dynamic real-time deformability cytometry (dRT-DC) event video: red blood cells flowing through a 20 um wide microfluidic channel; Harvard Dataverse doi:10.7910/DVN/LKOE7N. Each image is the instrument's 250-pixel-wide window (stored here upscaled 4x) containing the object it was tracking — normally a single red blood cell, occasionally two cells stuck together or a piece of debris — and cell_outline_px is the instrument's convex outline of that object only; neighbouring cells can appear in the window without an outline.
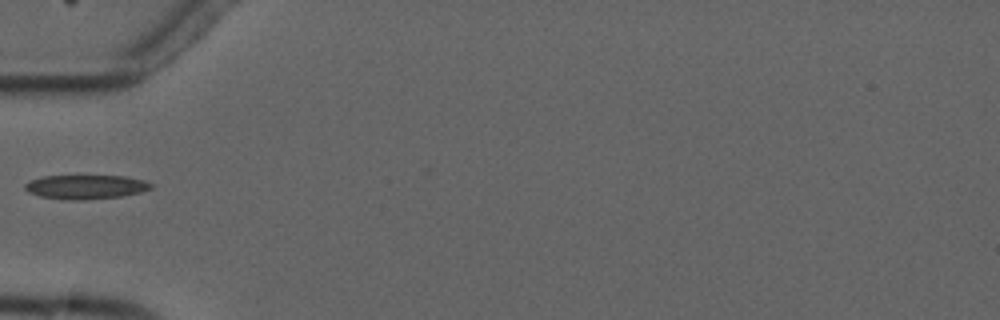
{"species": "common noctule bat (a hibernating species)", "species_latin": "Nyctalus noctula", "temperature_condition": "cold", "stored_images_in_passage": 2, "camera_frame_rate_fps": 3000, "um_per_image_px": 0.085, "animal": {"sex": "male", "forearm_length_mm": 52.5}, "frame": {"image": 1, "passage_image": 2, "time_ms": 1.0, "image_size_px": [1000, 320], "cell_outline_px": [[152, 188], [140, 192], [120, 196], [84, 200], [64, 200], [40, 196], [28, 192], [24, 188], [24, 184], [28, 180], [44, 176], [124, 176], [144, 180], [152, 184]], "centroid_in_image_um": [7.24, 15.89], "position_along_channel_um": 77.8, "area_um2": 17.74}}